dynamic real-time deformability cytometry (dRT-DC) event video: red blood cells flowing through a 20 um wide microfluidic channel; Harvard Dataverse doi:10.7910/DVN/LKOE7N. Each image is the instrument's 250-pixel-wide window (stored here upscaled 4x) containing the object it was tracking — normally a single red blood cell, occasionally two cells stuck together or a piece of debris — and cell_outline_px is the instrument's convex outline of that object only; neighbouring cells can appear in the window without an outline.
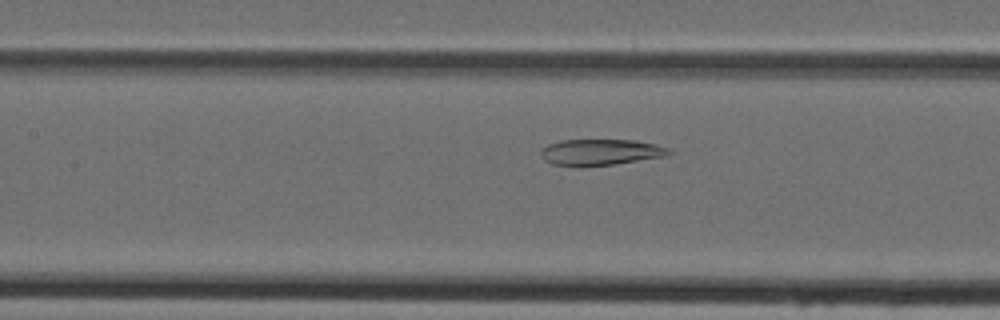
{"species": "Egyptian fruit bat (a non-hibernating species)", "species_latin": "Rousettus aegyptiacus", "temperature_condition": "cold", "stored_images_in_passage": 19, "camera_frame_rate_fps": 3000, "um_per_image_px": 0.085, "animal": {"sex": "female"}, "frame": {"image": 1, "passage_image": 8, "time_ms": 2.333, "image_size_px": [1000, 320], "cell_outline_px": [[672, 152], [668, 156], [612, 164], [552, 164], [544, 160], [540, 156], [540, 148], [548, 144], [560, 140], [636, 140], [656, 144], [672, 148]], "centroid_in_image_um": [51.1, 12.89], "position_along_channel_um": 156.3, "area_um2": 19.19}}
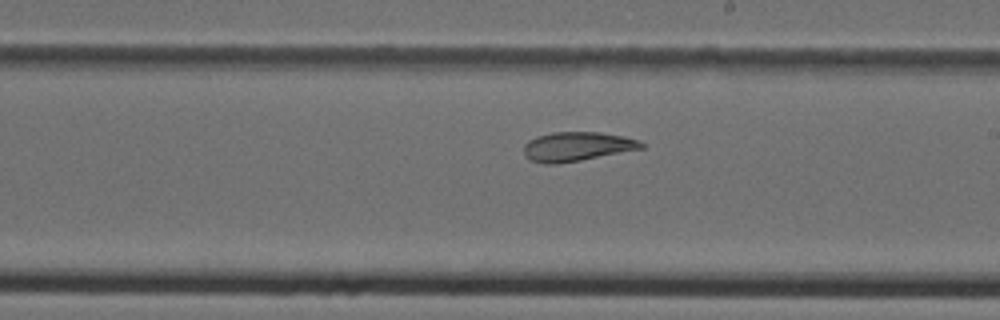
{"frame": {"image": 2, "passage_image": 14, "time_ms": 4.333, "image_size_px": [1000, 320], "cell_outline_px": [[644, 148], [580, 160], [556, 164], [544, 164], [532, 160], [524, 156], [524, 144], [528, 140], [536, 136], [552, 132], [600, 132], [624, 136], [636, 140], [644, 144]], "centroid_in_image_um": [49.0, 12.45], "position_along_channel_um": 240.0, "area_um2": 19.94}}
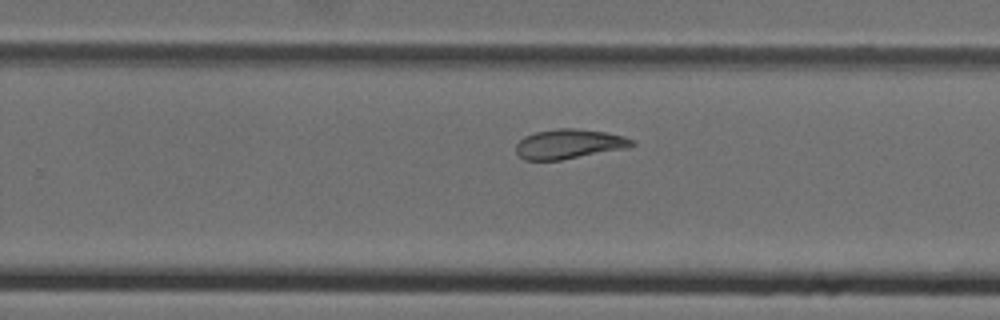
{"frame": {"image": 3, "passage_image": 17, "time_ms": 5.333, "image_size_px": [1000, 320], "cell_outline_px": [[636, 144], [628, 148], [560, 160], [524, 160], [516, 152], [516, 144], [524, 136], [536, 132], [556, 128], [572, 128], [604, 132], [624, 136], [636, 140]], "centroid_in_image_um": [48.39, 12.24], "position_along_channel_um": 281.4, "area_um2": 20.06}}